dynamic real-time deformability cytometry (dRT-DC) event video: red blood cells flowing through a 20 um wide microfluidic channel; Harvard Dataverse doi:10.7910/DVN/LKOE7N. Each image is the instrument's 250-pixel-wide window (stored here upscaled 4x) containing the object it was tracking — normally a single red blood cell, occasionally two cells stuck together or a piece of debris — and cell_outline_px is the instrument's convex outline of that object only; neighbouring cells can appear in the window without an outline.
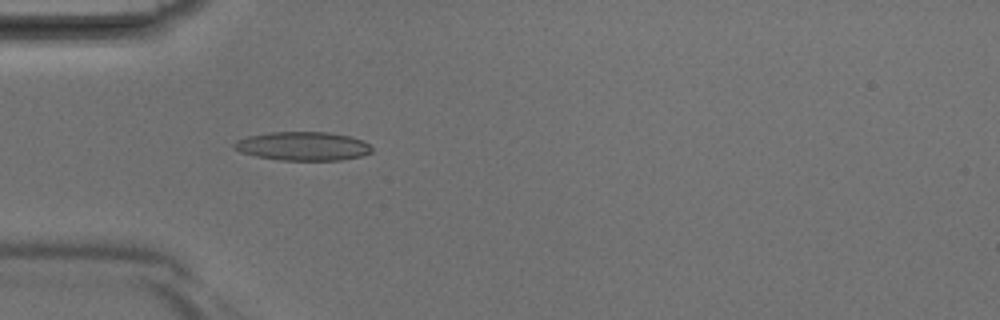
{"species": "Egyptian fruit bat (a non-hibernating species)", "species_latin": "Rousettus aegyptiacus", "temperature_condition": "room temperature", "stored_images_in_passage": 40, "camera_frame_rate_fps": 3000, "um_per_image_px": 0.085, "animal": {"sex": "male"}, "frame": {"image": 1, "passage_image": 12, "time_ms": 3.667, "image_size_px": [1000, 320], "cell_outline_px": [[372, 152], [360, 156], [340, 160], [280, 160], [256, 156], [240, 152], [232, 148], [232, 144], [236, 140], [248, 136], [268, 132], [328, 132], [348, 136], [364, 140], [372, 148]], "centroid_in_image_um": [25.71, 12.42], "position_along_channel_um": 59.3, "area_um2": 23.12}}
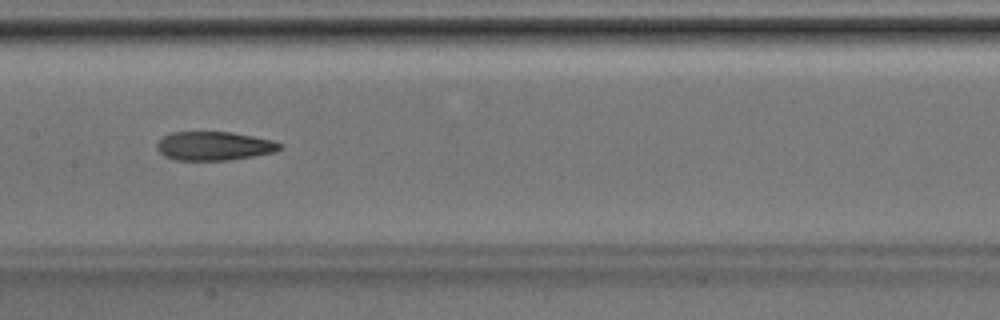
{"frame": {"image": 2, "passage_image": 20, "time_ms": 6.333, "image_size_px": [1000, 320], "cell_outline_px": [[284, 148], [276, 152], [232, 160], [176, 160], [164, 156], [156, 148], [156, 144], [164, 136], [172, 132], [232, 132], [272, 140], [284, 144]], "centroid_in_image_um": [18.24, 12.41], "position_along_channel_um": 189.2, "area_um2": 20.81}}
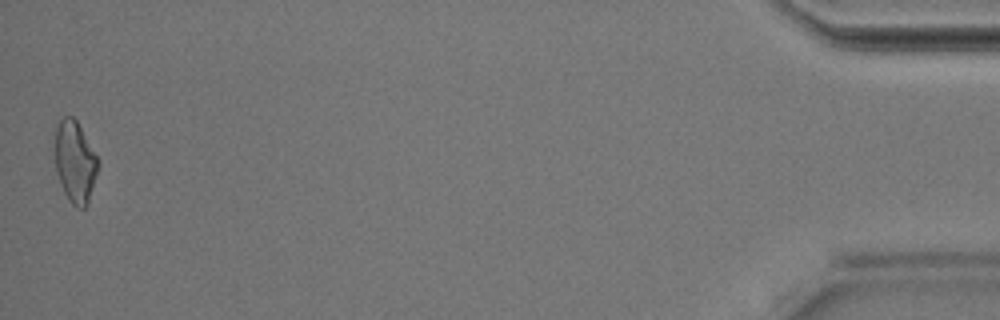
{"frame": {"image": 3, "passage_image": 40, "time_ms": 13.0, "image_size_px": [1000, 320], "cell_outline_px": [[100, 164], [88, 204], [84, 208], [76, 208], [68, 200], [64, 192], [56, 172], [56, 128], [60, 120], [64, 116], [72, 116], [76, 120], [100, 160]], "centroid_in_image_um": [6.41, 13.79], "position_along_channel_um": 428.8, "area_um2": 20.52}}